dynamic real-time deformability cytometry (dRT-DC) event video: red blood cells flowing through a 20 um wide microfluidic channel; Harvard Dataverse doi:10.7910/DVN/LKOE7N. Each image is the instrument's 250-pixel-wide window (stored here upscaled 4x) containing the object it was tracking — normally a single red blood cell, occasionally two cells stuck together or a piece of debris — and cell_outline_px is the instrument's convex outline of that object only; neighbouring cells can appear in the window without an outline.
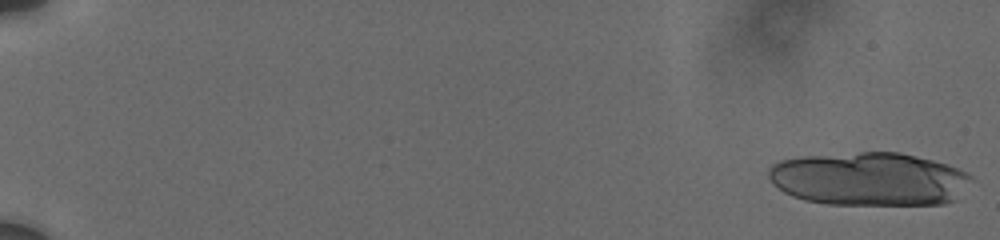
{"species": "human", "species_latin": "Homo sapiens", "temperature_condition": "cold", "stored_images_in_passage": 38, "camera_frame_rate_fps": 3000, "um_per_image_px": 0.085, "donor": {"sex": "male"}, "frame": {"image": 1, "passage_image": 1, "time_ms": 0.0, "image_size_px": [1000, 240], "cell_outline_px": [[972, 180], [956, 200], [944, 204], [828, 204], [804, 200], [792, 196], [784, 192], [768, 176], [768, 168], [772, 164], [780, 160], [800, 156], [860, 152], [900, 152], [948, 164], [972, 176]], "centroid_in_image_um": [73.88, 15.21], "position_along_channel_um": 11.1, "area_um2": 63.18}}